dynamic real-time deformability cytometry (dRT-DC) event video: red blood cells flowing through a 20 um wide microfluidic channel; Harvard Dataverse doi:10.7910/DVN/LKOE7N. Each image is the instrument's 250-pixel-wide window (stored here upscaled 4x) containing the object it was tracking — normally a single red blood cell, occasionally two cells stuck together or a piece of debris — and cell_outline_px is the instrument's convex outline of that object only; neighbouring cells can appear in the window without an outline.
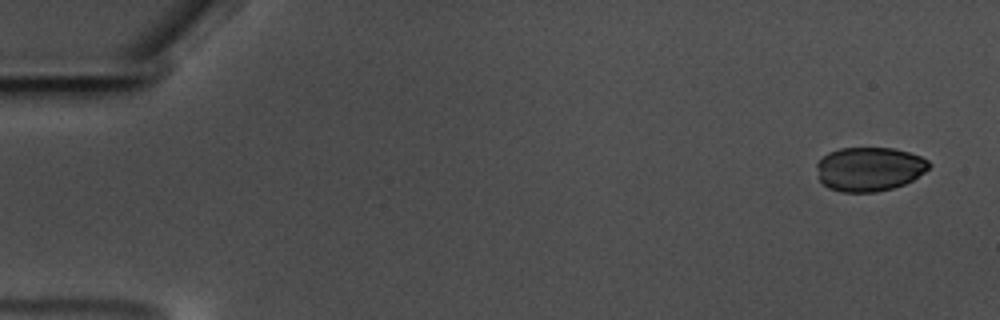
{"species": "common noctule bat (a hibernating species)", "species_latin": "Nyctalus noctula", "temperature_condition": "warm", "stored_images_in_passage": 57, "camera_frame_rate_fps": 3000, "um_per_image_px": 0.085, "animal": {"sex": "male", "body_mass_g": 17.5, "forearm_length_mm": 52.3}, "frame": {"image": 1, "passage_image": 1, "time_ms": 0.0, "image_size_px": [1000, 320], "cell_outline_px": [[932, 164], [924, 172], [912, 180], [904, 184], [892, 188], [876, 192], [840, 192], [828, 188], [820, 180], [816, 168], [816, 164], [828, 152], [840, 148], [892, 148], [908, 152], [920, 156], [928, 160]], "centroid_in_image_um": [73.88, 14.37], "position_along_channel_um": 11.1, "area_um2": 28.84}}
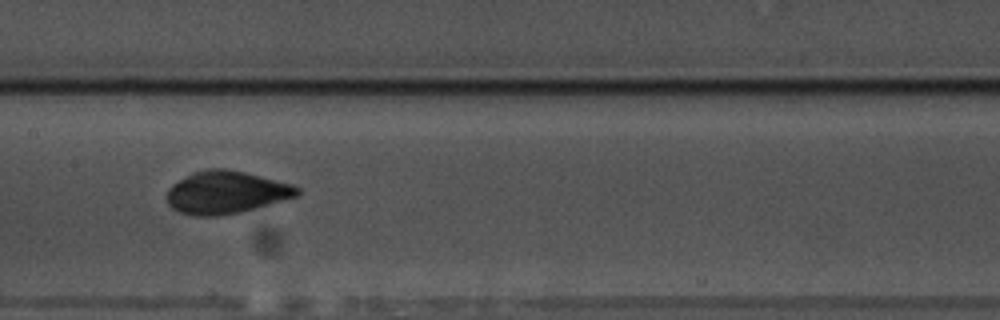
{"frame": {"image": 2, "passage_image": 28, "time_ms": 9.0, "image_size_px": [1000, 320], "cell_outline_px": [[300, 196], [256, 208], [240, 212], [216, 216], [196, 216], [180, 212], [172, 208], [168, 204], [164, 196], [168, 188], [172, 184], [192, 172], [208, 168], [224, 168], [244, 172], [292, 184], [300, 188]], "centroid_in_image_um": [19.2, 16.35], "position_along_channel_um": 188.2, "area_um2": 32.66}}
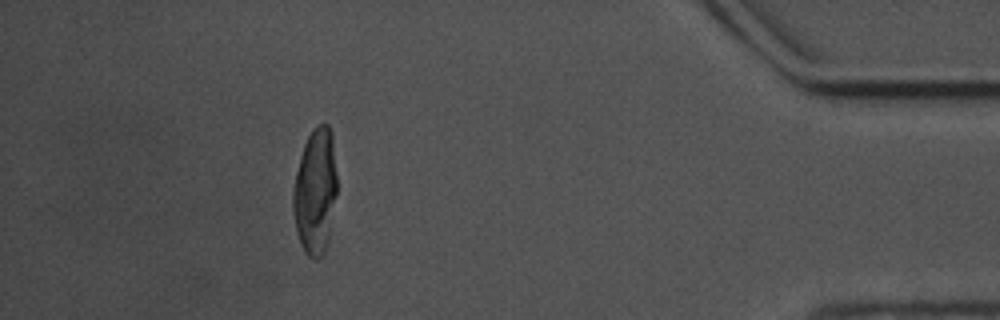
{"frame": {"image": 3, "passage_image": 51, "time_ms": 16.667, "image_size_px": [1000, 320], "cell_outline_px": [[336, 196], [328, 236], [324, 252], [316, 260], [312, 260], [304, 252], [300, 244], [296, 228], [292, 208], [292, 192], [296, 172], [300, 156], [304, 144], [312, 128], [316, 124], [328, 124], [332, 132], [336, 172]], "centroid_in_image_um": [26.78, 16.24], "position_along_channel_um": 408.4, "area_um2": 32.25}}